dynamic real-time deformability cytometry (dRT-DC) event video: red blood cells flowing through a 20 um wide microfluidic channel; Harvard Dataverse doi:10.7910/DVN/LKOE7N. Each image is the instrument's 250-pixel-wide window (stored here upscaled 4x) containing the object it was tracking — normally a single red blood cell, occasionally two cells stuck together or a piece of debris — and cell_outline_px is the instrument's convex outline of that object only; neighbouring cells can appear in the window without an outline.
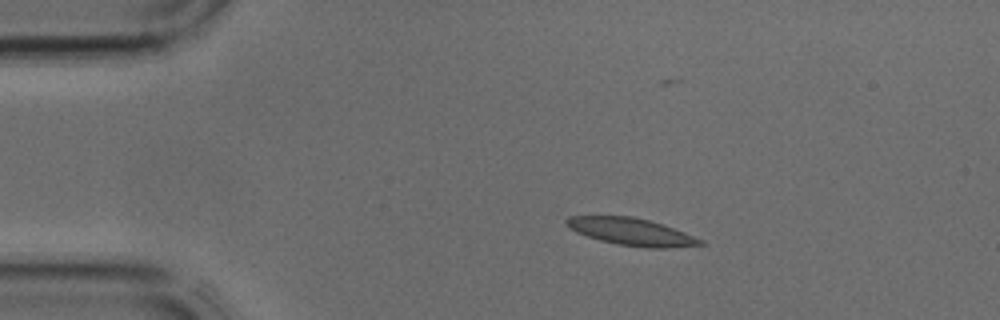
{"species": "common noctule bat (a hibernating species)", "species_latin": "Nyctalus noctula", "temperature_condition": "cold", "stored_images_in_passage": 3, "camera_frame_rate_fps": 3000, "um_per_image_px": 0.085, "animal": {"sex": "male", "body_mass_g": 17.9, "forearm_length_mm": 54.2}, "frame": {"image": 1, "passage_image": 2, "time_ms": 0.333, "image_size_px": [1000, 320], "cell_outline_px": [[704, 244], [664, 248], [648, 248], [616, 244], [600, 240], [576, 232], [568, 228], [564, 220], [568, 216], [632, 216], [648, 220], [684, 232], [704, 240]], "centroid_in_image_um": [53.62, 19.69], "position_along_channel_um": 31.4, "area_um2": 21.04}}